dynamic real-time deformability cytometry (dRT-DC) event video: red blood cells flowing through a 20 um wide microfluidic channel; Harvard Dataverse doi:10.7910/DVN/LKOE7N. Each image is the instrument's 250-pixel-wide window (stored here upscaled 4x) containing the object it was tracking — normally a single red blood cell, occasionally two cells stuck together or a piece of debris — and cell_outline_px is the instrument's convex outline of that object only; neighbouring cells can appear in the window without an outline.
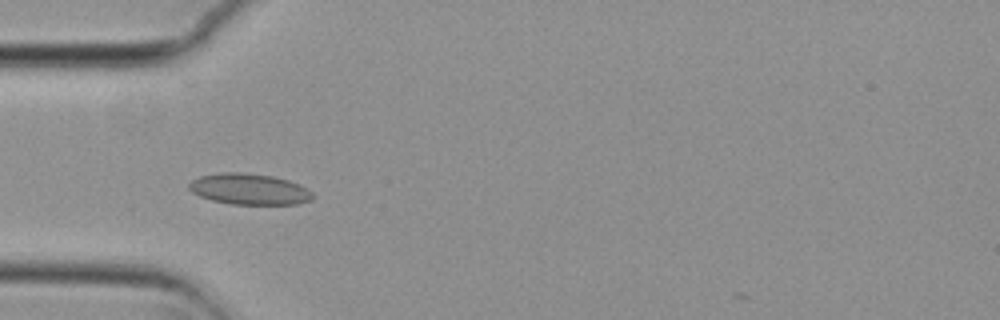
{"species": "common noctule bat (a hibernating species)", "species_latin": "Nyctalus noctula", "temperature_condition": "cold", "stored_images_in_passage": 51, "camera_frame_rate_fps": 3000, "um_per_image_px": 0.085, "animal": {"sex": "female", "body_mass_g": 29.2, "forearm_length_mm": 56.3}, "frame": {"image": 1, "passage_image": 16, "time_ms": 5.0, "image_size_px": [1000, 320], "cell_outline_px": [[312, 200], [296, 204], [232, 204], [212, 200], [200, 196], [192, 192], [188, 188], [188, 184], [192, 180], [200, 176], [224, 172], [240, 172], [272, 176], [288, 180], [300, 184], [308, 188], [312, 192]], "centroid_in_image_um": [21.19, 16.07], "position_along_channel_um": 63.8, "area_um2": 22.31}}
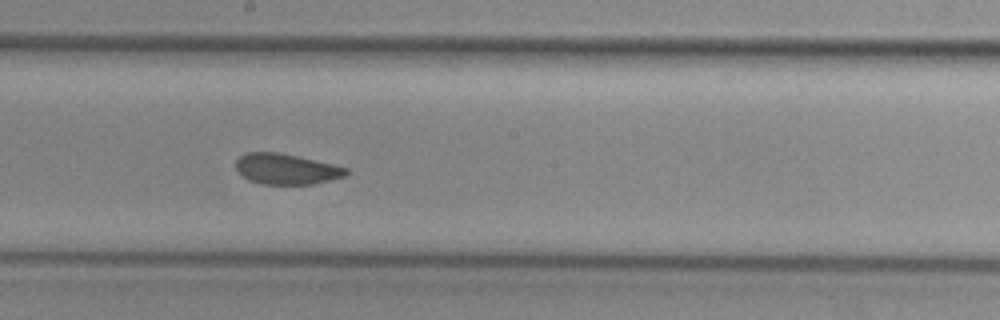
{"frame": {"image": 2, "passage_image": 29, "time_ms": 9.333, "image_size_px": [1000, 320], "cell_outline_px": [[348, 172], [344, 176], [312, 184], [260, 184], [248, 180], [236, 168], [236, 160], [240, 156], [248, 152], [276, 152], [296, 156], [332, 164], [348, 168]], "centroid_in_image_um": [24.31, 14.37], "position_along_channel_um": 223.9, "area_um2": 19.36}}
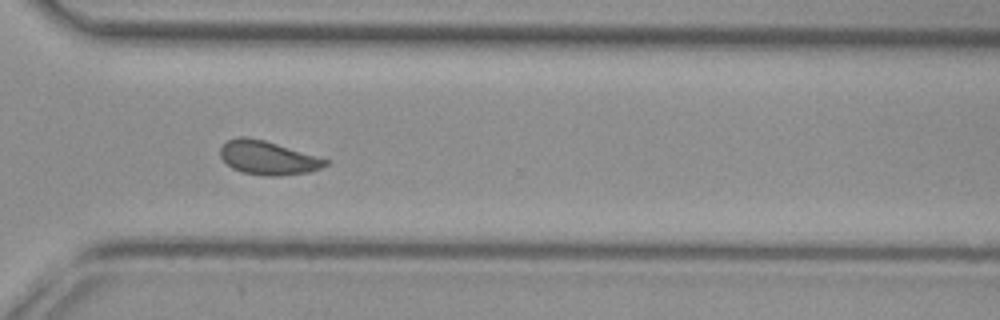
{"frame": {"image": 3, "passage_image": 39, "time_ms": 12.667, "image_size_px": [1000, 320], "cell_outline_px": [[332, 160], [328, 164], [320, 168], [308, 172], [280, 176], [264, 176], [244, 172], [232, 168], [220, 156], [220, 148], [228, 140], [240, 136], [244, 136], [264, 140]], "centroid_in_image_um": [22.8, 13.41], "position_along_channel_um": 347.8, "area_um2": 20.63}, "authors_computed_cell_mechanics": {"area_um2": 20.808, "velocity_mm_per_s": 3.7204, "shape_relaxation_time_tau1_ms": null, "shape_relaxation_time_tau2_ms": 1.2051, "deformation_change_tau1": null, "deformation_change_tau2": 0.0501}}